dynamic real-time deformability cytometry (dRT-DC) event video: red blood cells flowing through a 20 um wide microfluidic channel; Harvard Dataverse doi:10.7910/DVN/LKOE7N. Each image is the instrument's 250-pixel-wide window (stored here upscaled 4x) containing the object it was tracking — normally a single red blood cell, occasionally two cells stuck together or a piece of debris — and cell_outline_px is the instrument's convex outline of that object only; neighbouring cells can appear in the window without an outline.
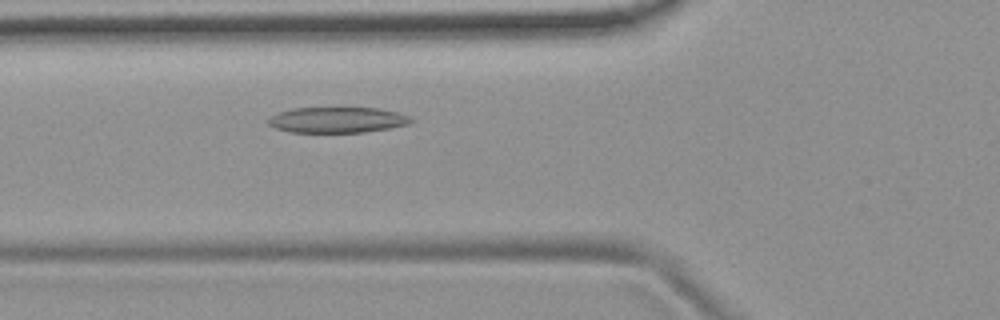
{"species": "common noctule bat (a hibernating species)", "species_latin": "Nyctalus noctula", "temperature_condition": "room temperature", "stored_images_in_passage": 23, "camera_frame_rate_fps": 3000, "um_per_image_px": 0.085, "animal": {"sex": "female", "body_mass_g": 19.9}, "frame": {"image": 1, "passage_image": 3, "time_ms": 0.667, "image_size_px": [1000, 320], "cell_outline_px": [[416, 120], [408, 124], [392, 128], [364, 132], [292, 132], [276, 128], [268, 124], [268, 120], [272, 116], [280, 112], [292, 108], [380, 108], [400, 112], [412, 116]], "centroid_in_image_um": [28.77, 10.19], "position_along_channel_um": 97.0, "area_um2": 21.5}}
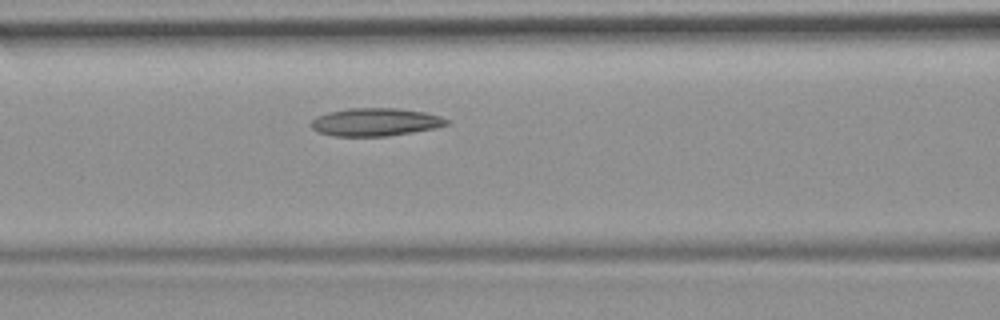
{"frame": {"image": 2, "passage_image": 6, "time_ms": 1.667, "image_size_px": [1000, 320], "cell_outline_px": [[448, 124], [436, 128], [388, 136], [332, 136], [316, 132], [308, 124], [316, 116], [328, 112], [348, 108], [400, 108], [424, 112], [440, 116], [448, 120]], "centroid_in_image_um": [31.86, 10.37], "position_along_channel_um": 134.7, "area_um2": 22.25}}
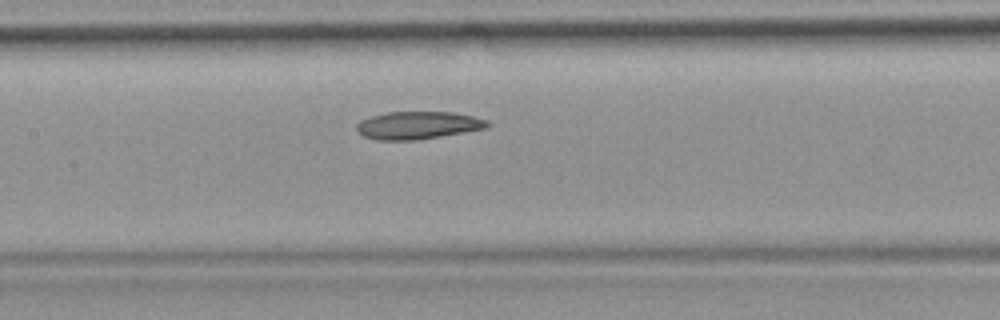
{"frame": {"image": 3, "passage_image": 9, "time_ms": 2.667, "image_size_px": [1000, 320], "cell_outline_px": [[492, 124], [488, 128], [416, 140], [376, 140], [364, 136], [356, 128], [356, 124], [360, 120], [372, 116], [388, 112], [452, 112], [472, 116], [488, 120]], "centroid_in_image_um": [35.55, 10.65], "position_along_channel_um": 171.9, "area_um2": 21.04}}